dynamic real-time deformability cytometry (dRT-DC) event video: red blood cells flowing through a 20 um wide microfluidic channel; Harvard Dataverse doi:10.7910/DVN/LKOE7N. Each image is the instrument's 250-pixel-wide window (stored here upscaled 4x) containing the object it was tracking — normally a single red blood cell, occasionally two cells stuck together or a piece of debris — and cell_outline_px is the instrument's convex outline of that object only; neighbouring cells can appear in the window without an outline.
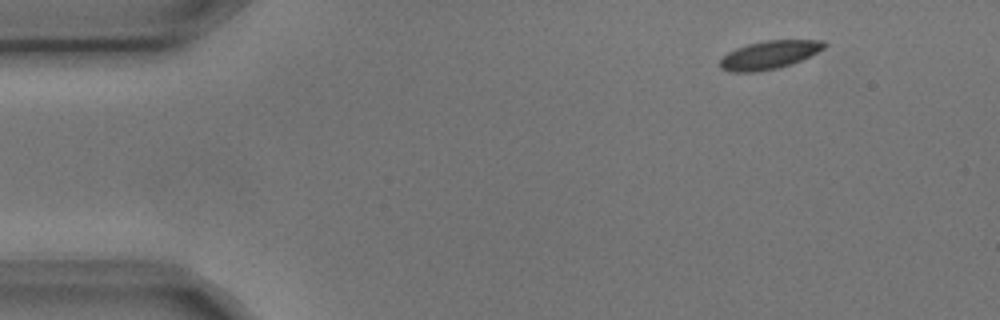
{"species": "common noctule bat (a hibernating species)", "species_latin": "Nyctalus noctula", "temperature_condition": "cold", "stored_images_in_passage": 9, "camera_frame_rate_fps": 3000, "um_per_image_px": 0.085, "animal": {"sex": "male", "body_mass_g": 17.9, "forearm_length_mm": 54.2}, "frame": {"image": 1, "passage_image": 1, "time_ms": 0.0, "image_size_px": [1000, 320], "cell_outline_px": [[828, 44], [824, 48], [792, 64], [776, 68], [756, 72], [732, 72], [720, 68], [720, 60], [728, 52], [736, 48], [748, 44], [768, 40], [824, 40]], "centroid_in_image_um": [65.38, 4.66], "position_along_channel_um": 19.6, "area_um2": 16.99}}
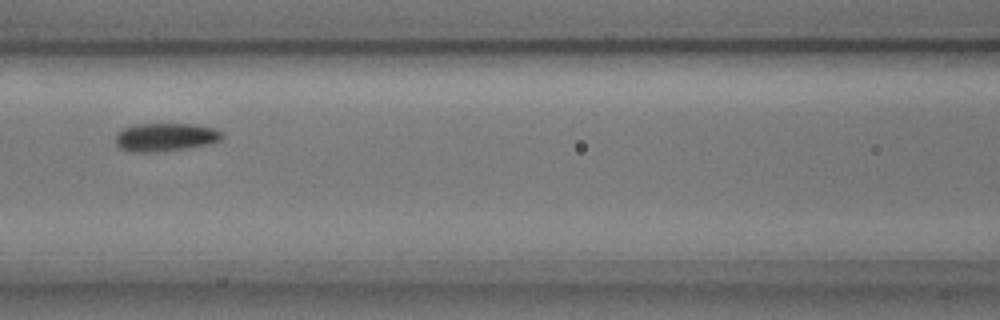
{"frame": {"image": 2, "passage_image": 6, "time_ms": 1.667, "image_size_px": [1000, 320], "cell_outline_px": [[224, 136], [220, 140], [212, 144], [164, 152], [128, 152], [120, 148], [116, 144], [116, 132], [132, 124], [196, 124], [212, 128], [224, 132]], "centroid_in_image_um": [14.07, 11.67], "position_along_channel_um": 152.5, "area_um2": 17.98}}
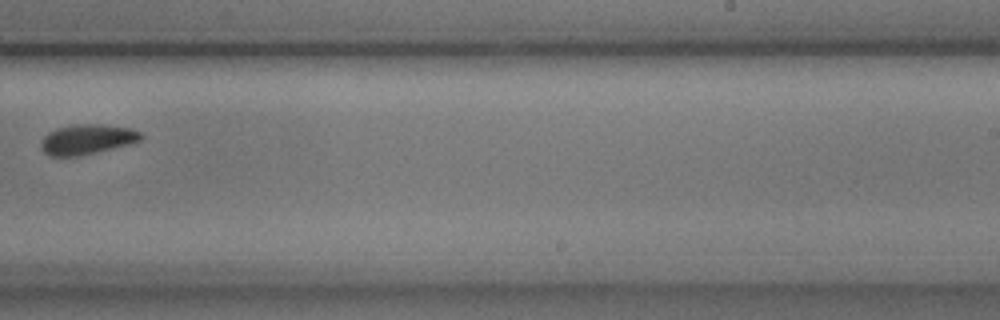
{"frame": {"image": 3, "passage_image": 9, "time_ms": 2.667, "image_size_px": [1000, 320], "cell_outline_px": [[144, 136], [140, 140], [132, 144], [76, 156], [48, 156], [40, 148], [40, 144], [44, 136], [48, 132], [56, 128], [80, 124], [100, 124], [132, 128], [140, 132]], "centroid_in_image_um": [7.41, 11.84], "position_along_channel_um": 281.6, "area_um2": 17.51}}